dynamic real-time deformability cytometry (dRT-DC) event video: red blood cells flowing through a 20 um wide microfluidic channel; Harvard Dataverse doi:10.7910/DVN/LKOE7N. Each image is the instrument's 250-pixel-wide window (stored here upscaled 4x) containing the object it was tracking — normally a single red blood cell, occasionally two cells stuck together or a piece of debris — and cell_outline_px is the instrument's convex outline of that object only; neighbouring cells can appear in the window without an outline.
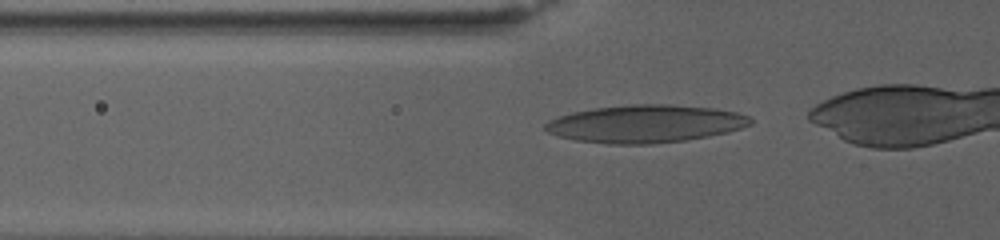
{"species": "human", "species_latin": "Homo sapiens", "temperature_condition": "warm", "stored_images_in_passage": 57, "camera_frame_rate_fps": 3000, "um_per_image_px": 0.085, "donor": {"sex": "female"}, "frame": {"image": 1, "passage_image": 25, "time_ms": 5.0, "image_size_px": [1000, 240], "cell_outline_px": [[752, 124], [728, 132], [708, 136], [684, 140], [648, 144], [608, 144], [576, 140], [560, 136], [548, 132], [544, 128], [544, 124], [548, 120], [572, 112], [596, 108], [632, 104], [672, 104], [716, 108], [736, 112], [748, 116], [752, 120]], "centroid_in_image_um": [54.86, 10.51], "position_along_channel_um": 70.9, "area_um2": 44.97}}
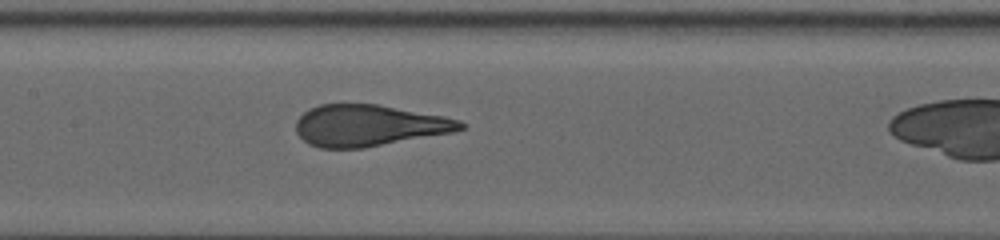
{"frame": {"image": 2, "passage_image": 40, "time_ms": 9.0, "image_size_px": [1000, 240], "cell_outline_px": [[464, 128], [452, 132], [364, 148], [320, 148], [308, 144], [296, 132], [296, 120], [304, 112], [320, 104], [376, 104], [444, 116], [460, 120], [464, 124]], "centroid_in_image_um": [31.33, 10.67], "position_along_channel_um": 176.1, "area_um2": 39.48}}
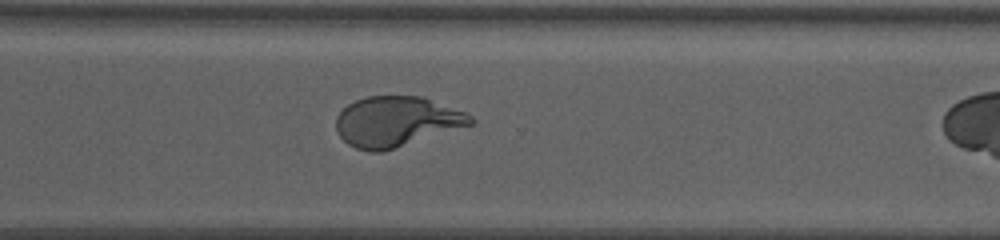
{"frame": {"image": 3, "passage_image": 53, "time_ms": 15.0, "image_size_px": [1000, 240], "cell_outline_px": [[476, 120], [472, 124], [380, 152], [368, 152], [356, 148], [348, 144], [340, 136], [336, 128], [336, 116], [348, 104], [356, 100], [368, 96], [424, 96], [468, 112]], "centroid_in_image_um": [33.71, 10.31], "position_along_channel_um": 336.9, "area_um2": 39.25}}